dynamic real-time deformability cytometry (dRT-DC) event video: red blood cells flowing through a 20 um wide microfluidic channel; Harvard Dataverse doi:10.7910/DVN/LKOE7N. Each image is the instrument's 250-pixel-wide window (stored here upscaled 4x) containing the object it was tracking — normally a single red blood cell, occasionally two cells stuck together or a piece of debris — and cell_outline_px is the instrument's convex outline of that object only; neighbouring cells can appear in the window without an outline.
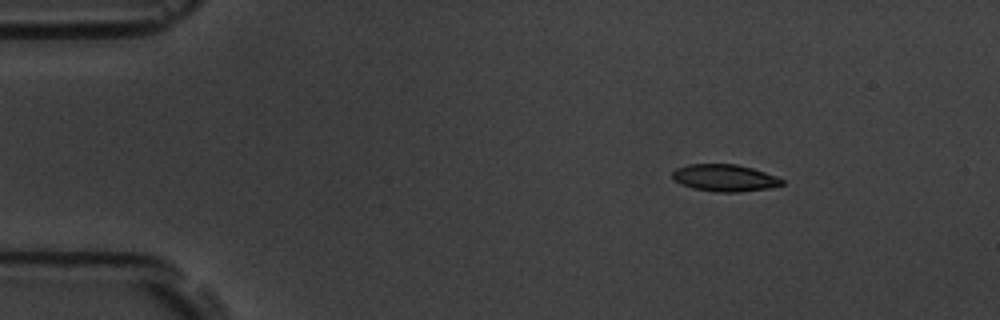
{"species": "common noctule bat (a hibernating species)", "species_latin": "Nyctalus noctula", "temperature_condition": "room temperature", "stored_images_in_passage": 4, "camera_frame_rate_fps": 3000, "um_per_image_px": 0.085, "animal": {"sex": "male", "body_mass_g": 19.5, "forearm_length_mm": 54.6}, "frame": {"image": 1, "passage_image": 1, "time_ms": 0.0, "image_size_px": [1000, 320], "cell_outline_px": [[784, 184], [768, 188], [740, 192], [716, 192], [692, 188], [680, 184], [672, 176], [672, 172], [676, 168], [688, 164], [736, 164], [752, 168], [776, 176], [784, 180]], "centroid_in_image_um": [61.59, 15.12], "position_along_channel_um": 23.4, "area_um2": 17.22}}
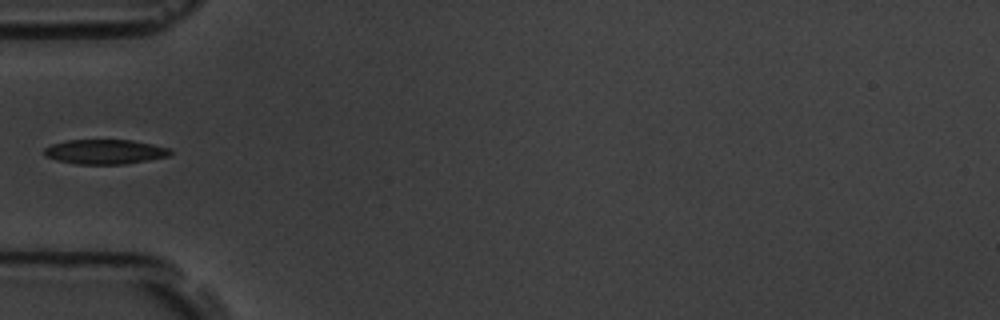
{"frame": {"image": 2, "passage_image": 4, "time_ms": 3.667, "image_size_px": [1000, 320], "cell_outline_px": [[172, 152], [168, 156], [128, 164], [76, 164], [56, 160], [44, 156], [44, 148], [52, 144], [68, 140], [132, 140], [152, 144], [168, 148]], "centroid_in_image_um": [8.89, 12.9], "position_along_channel_um": 76.1, "area_um2": 18.09}}